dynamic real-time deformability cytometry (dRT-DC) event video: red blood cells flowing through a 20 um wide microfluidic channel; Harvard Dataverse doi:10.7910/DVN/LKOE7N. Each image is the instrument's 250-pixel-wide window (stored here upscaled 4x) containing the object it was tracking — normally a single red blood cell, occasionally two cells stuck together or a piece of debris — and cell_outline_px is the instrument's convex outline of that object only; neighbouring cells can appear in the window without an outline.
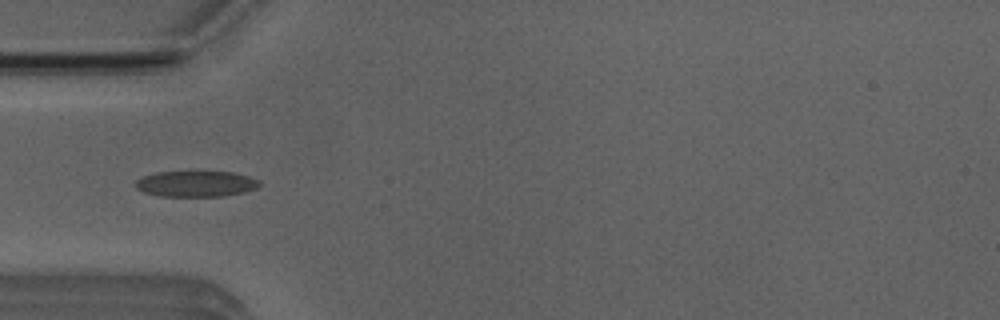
{"species": "Egyptian fruit bat (a non-hibernating species)", "species_latin": "Rousettus aegyptiacus", "temperature_condition": "room temperature", "stored_images_in_passage": 4, "camera_frame_rate_fps": 3000, "um_per_image_px": 0.085, "animal": {"sex": "male"}, "frame": {"image": 1, "passage_image": 3, "time_ms": 3.333, "image_size_px": [1000, 320], "cell_outline_px": [[260, 184], [256, 188], [244, 192], [224, 196], [160, 196], [144, 192], [136, 188], [136, 180], [144, 176], [156, 172], [232, 172], [248, 176], [260, 180]], "centroid_in_image_um": [16.67, 15.63], "position_along_channel_um": 68.3, "area_um2": 18.55}}